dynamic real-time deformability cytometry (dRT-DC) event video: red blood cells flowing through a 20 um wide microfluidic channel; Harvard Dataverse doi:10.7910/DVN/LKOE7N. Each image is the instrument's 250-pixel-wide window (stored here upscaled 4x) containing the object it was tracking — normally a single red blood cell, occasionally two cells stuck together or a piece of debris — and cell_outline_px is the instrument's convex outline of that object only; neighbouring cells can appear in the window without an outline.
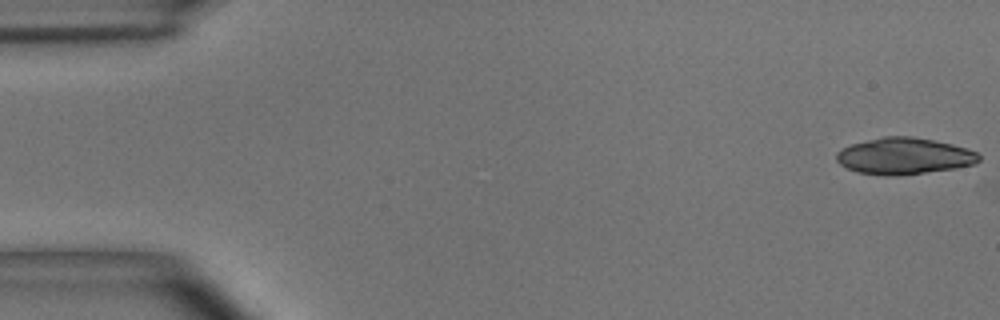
{"species": "common noctule bat (a hibernating species)", "species_latin": "Nyctalus noctula", "temperature_condition": "room temperature", "stored_images_in_passage": 2, "camera_frame_rate_fps": 3000, "um_per_image_px": 0.085, "animal": {"sex": "male", "body_mass_g": 15.6}, "frame": {"image": 1, "passage_image": 1, "time_ms": 0.0, "image_size_px": [1000, 320], "cell_outline_px": [[980, 160], [976, 164], [956, 168], [924, 172], [888, 176], [856, 172], [840, 164], [836, 160], [836, 152], [852, 144], [884, 136], [912, 136], [952, 144], [968, 148], [976, 152], [980, 156]], "centroid_in_image_um": [76.87, 13.26], "position_along_channel_um": 8.1, "area_um2": 30.11}}